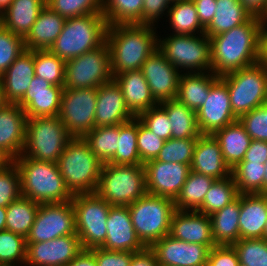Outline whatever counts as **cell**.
<instances>
[{
	"label": "cell",
	"mask_w": 267,
	"mask_h": 266,
	"mask_svg": "<svg viewBox=\"0 0 267 266\" xmlns=\"http://www.w3.org/2000/svg\"><path fill=\"white\" fill-rule=\"evenodd\" d=\"M39 203L21 196L6 207V230L24 236L29 235Z\"/></svg>",
	"instance_id": "37"
},
{
	"label": "cell",
	"mask_w": 267,
	"mask_h": 266,
	"mask_svg": "<svg viewBox=\"0 0 267 266\" xmlns=\"http://www.w3.org/2000/svg\"><path fill=\"white\" fill-rule=\"evenodd\" d=\"M144 24H114L107 27L111 72L120 74L140 70L144 61L158 48L155 28Z\"/></svg>",
	"instance_id": "2"
},
{
	"label": "cell",
	"mask_w": 267,
	"mask_h": 266,
	"mask_svg": "<svg viewBox=\"0 0 267 266\" xmlns=\"http://www.w3.org/2000/svg\"><path fill=\"white\" fill-rule=\"evenodd\" d=\"M201 25L206 28L215 15L216 0H193Z\"/></svg>",
	"instance_id": "58"
},
{
	"label": "cell",
	"mask_w": 267,
	"mask_h": 266,
	"mask_svg": "<svg viewBox=\"0 0 267 266\" xmlns=\"http://www.w3.org/2000/svg\"><path fill=\"white\" fill-rule=\"evenodd\" d=\"M72 138L59 116L27 118L25 145L20 156L57 163Z\"/></svg>",
	"instance_id": "8"
},
{
	"label": "cell",
	"mask_w": 267,
	"mask_h": 266,
	"mask_svg": "<svg viewBox=\"0 0 267 266\" xmlns=\"http://www.w3.org/2000/svg\"><path fill=\"white\" fill-rule=\"evenodd\" d=\"M158 50L177 69H189L188 73L211 72L210 39L204 33L199 37L173 34L158 39Z\"/></svg>",
	"instance_id": "11"
},
{
	"label": "cell",
	"mask_w": 267,
	"mask_h": 266,
	"mask_svg": "<svg viewBox=\"0 0 267 266\" xmlns=\"http://www.w3.org/2000/svg\"><path fill=\"white\" fill-rule=\"evenodd\" d=\"M21 178V194L39 204L72 200L57 163L19 156L13 160Z\"/></svg>",
	"instance_id": "3"
},
{
	"label": "cell",
	"mask_w": 267,
	"mask_h": 266,
	"mask_svg": "<svg viewBox=\"0 0 267 266\" xmlns=\"http://www.w3.org/2000/svg\"><path fill=\"white\" fill-rule=\"evenodd\" d=\"M13 0H0V13H2Z\"/></svg>",
	"instance_id": "66"
},
{
	"label": "cell",
	"mask_w": 267,
	"mask_h": 266,
	"mask_svg": "<svg viewBox=\"0 0 267 266\" xmlns=\"http://www.w3.org/2000/svg\"><path fill=\"white\" fill-rule=\"evenodd\" d=\"M215 180L210 176L190 170L179 195L174 200L175 210H198L203 203L207 191Z\"/></svg>",
	"instance_id": "36"
},
{
	"label": "cell",
	"mask_w": 267,
	"mask_h": 266,
	"mask_svg": "<svg viewBox=\"0 0 267 266\" xmlns=\"http://www.w3.org/2000/svg\"><path fill=\"white\" fill-rule=\"evenodd\" d=\"M64 86H54L34 76L23 98L17 103L27 118L58 116Z\"/></svg>",
	"instance_id": "20"
},
{
	"label": "cell",
	"mask_w": 267,
	"mask_h": 266,
	"mask_svg": "<svg viewBox=\"0 0 267 266\" xmlns=\"http://www.w3.org/2000/svg\"><path fill=\"white\" fill-rule=\"evenodd\" d=\"M265 164L239 162L231 169L239 194L264 193Z\"/></svg>",
	"instance_id": "43"
},
{
	"label": "cell",
	"mask_w": 267,
	"mask_h": 266,
	"mask_svg": "<svg viewBox=\"0 0 267 266\" xmlns=\"http://www.w3.org/2000/svg\"><path fill=\"white\" fill-rule=\"evenodd\" d=\"M162 138L151 132L138 120L137 147L143 164L156 159L164 144Z\"/></svg>",
	"instance_id": "53"
},
{
	"label": "cell",
	"mask_w": 267,
	"mask_h": 266,
	"mask_svg": "<svg viewBox=\"0 0 267 266\" xmlns=\"http://www.w3.org/2000/svg\"><path fill=\"white\" fill-rule=\"evenodd\" d=\"M240 194L230 204L209 215L216 245H232L240 239Z\"/></svg>",
	"instance_id": "33"
},
{
	"label": "cell",
	"mask_w": 267,
	"mask_h": 266,
	"mask_svg": "<svg viewBox=\"0 0 267 266\" xmlns=\"http://www.w3.org/2000/svg\"><path fill=\"white\" fill-rule=\"evenodd\" d=\"M76 234L75 211L71 201L40 204L26 243L50 241Z\"/></svg>",
	"instance_id": "14"
},
{
	"label": "cell",
	"mask_w": 267,
	"mask_h": 266,
	"mask_svg": "<svg viewBox=\"0 0 267 266\" xmlns=\"http://www.w3.org/2000/svg\"><path fill=\"white\" fill-rule=\"evenodd\" d=\"M26 244L25 265L29 266H65L82 250L77 234Z\"/></svg>",
	"instance_id": "16"
},
{
	"label": "cell",
	"mask_w": 267,
	"mask_h": 266,
	"mask_svg": "<svg viewBox=\"0 0 267 266\" xmlns=\"http://www.w3.org/2000/svg\"><path fill=\"white\" fill-rule=\"evenodd\" d=\"M238 196L239 192L232 175L215 180L197 211L209 216L233 202Z\"/></svg>",
	"instance_id": "42"
},
{
	"label": "cell",
	"mask_w": 267,
	"mask_h": 266,
	"mask_svg": "<svg viewBox=\"0 0 267 266\" xmlns=\"http://www.w3.org/2000/svg\"><path fill=\"white\" fill-rule=\"evenodd\" d=\"M217 8L210 24L205 28L209 38L247 22L253 15L239 0H216Z\"/></svg>",
	"instance_id": "34"
},
{
	"label": "cell",
	"mask_w": 267,
	"mask_h": 266,
	"mask_svg": "<svg viewBox=\"0 0 267 266\" xmlns=\"http://www.w3.org/2000/svg\"><path fill=\"white\" fill-rule=\"evenodd\" d=\"M261 62L267 64V24L262 26Z\"/></svg>",
	"instance_id": "62"
},
{
	"label": "cell",
	"mask_w": 267,
	"mask_h": 266,
	"mask_svg": "<svg viewBox=\"0 0 267 266\" xmlns=\"http://www.w3.org/2000/svg\"><path fill=\"white\" fill-rule=\"evenodd\" d=\"M46 4L44 0H13L0 13V24L24 38Z\"/></svg>",
	"instance_id": "30"
},
{
	"label": "cell",
	"mask_w": 267,
	"mask_h": 266,
	"mask_svg": "<svg viewBox=\"0 0 267 266\" xmlns=\"http://www.w3.org/2000/svg\"><path fill=\"white\" fill-rule=\"evenodd\" d=\"M65 266H98L94 249H82L77 256Z\"/></svg>",
	"instance_id": "60"
},
{
	"label": "cell",
	"mask_w": 267,
	"mask_h": 266,
	"mask_svg": "<svg viewBox=\"0 0 267 266\" xmlns=\"http://www.w3.org/2000/svg\"><path fill=\"white\" fill-rule=\"evenodd\" d=\"M238 120L252 140L267 141V103L242 115Z\"/></svg>",
	"instance_id": "52"
},
{
	"label": "cell",
	"mask_w": 267,
	"mask_h": 266,
	"mask_svg": "<svg viewBox=\"0 0 267 266\" xmlns=\"http://www.w3.org/2000/svg\"><path fill=\"white\" fill-rule=\"evenodd\" d=\"M97 88H64L59 118L72 137L82 138L95 128Z\"/></svg>",
	"instance_id": "13"
},
{
	"label": "cell",
	"mask_w": 267,
	"mask_h": 266,
	"mask_svg": "<svg viewBox=\"0 0 267 266\" xmlns=\"http://www.w3.org/2000/svg\"><path fill=\"white\" fill-rule=\"evenodd\" d=\"M169 235L184 242L216 245L212 236L210 217L197 210H175L171 217Z\"/></svg>",
	"instance_id": "23"
},
{
	"label": "cell",
	"mask_w": 267,
	"mask_h": 266,
	"mask_svg": "<svg viewBox=\"0 0 267 266\" xmlns=\"http://www.w3.org/2000/svg\"><path fill=\"white\" fill-rule=\"evenodd\" d=\"M13 162V159L0 148V170L6 168Z\"/></svg>",
	"instance_id": "63"
},
{
	"label": "cell",
	"mask_w": 267,
	"mask_h": 266,
	"mask_svg": "<svg viewBox=\"0 0 267 266\" xmlns=\"http://www.w3.org/2000/svg\"><path fill=\"white\" fill-rule=\"evenodd\" d=\"M65 20L64 17L45 5L31 30L23 38L25 49L49 50L61 33Z\"/></svg>",
	"instance_id": "29"
},
{
	"label": "cell",
	"mask_w": 267,
	"mask_h": 266,
	"mask_svg": "<svg viewBox=\"0 0 267 266\" xmlns=\"http://www.w3.org/2000/svg\"><path fill=\"white\" fill-rule=\"evenodd\" d=\"M240 262L232 245H215L210 249L204 266H239Z\"/></svg>",
	"instance_id": "54"
},
{
	"label": "cell",
	"mask_w": 267,
	"mask_h": 266,
	"mask_svg": "<svg viewBox=\"0 0 267 266\" xmlns=\"http://www.w3.org/2000/svg\"><path fill=\"white\" fill-rule=\"evenodd\" d=\"M26 250L27 244L24 236L9 230L0 231V263L25 264Z\"/></svg>",
	"instance_id": "47"
},
{
	"label": "cell",
	"mask_w": 267,
	"mask_h": 266,
	"mask_svg": "<svg viewBox=\"0 0 267 266\" xmlns=\"http://www.w3.org/2000/svg\"><path fill=\"white\" fill-rule=\"evenodd\" d=\"M214 246L184 242L168 234L150 248L159 266H204Z\"/></svg>",
	"instance_id": "17"
},
{
	"label": "cell",
	"mask_w": 267,
	"mask_h": 266,
	"mask_svg": "<svg viewBox=\"0 0 267 266\" xmlns=\"http://www.w3.org/2000/svg\"><path fill=\"white\" fill-rule=\"evenodd\" d=\"M243 266H267V240L264 238L239 239L232 244Z\"/></svg>",
	"instance_id": "45"
},
{
	"label": "cell",
	"mask_w": 267,
	"mask_h": 266,
	"mask_svg": "<svg viewBox=\"0 0 267 266\" xmlns=\"http://www.w3.org/2000/svg\"><path fill=\"white\" fill-rule=\"evenodd\" d=\"M144 0H103L102 14L108 26L114 24H142Z\"/></svg>",
	"instance_id": "40"
},
{
	"label": "cell",
	"mask_w": 267,
	"mask_h": 266,
	"mask_svg": "<svg viewBox=\"0 0 267 266\" xmlns=\"http://www.w3.org/2000/svg\"><path fill=\"white\" fill-rule=\"evenodd\" d=\"M35 76L54 86H64L65 61L49 50H34Z\"/></svg>",
	"instance_id": "44"
},
{
	"label": "cell",
	"mask_w": 267,
	"mask_h": 266,
	"mask_svg": "<svg viewBox=\"0 0 267 266\" xmlns=\"http://www.w3.org/2000/svg\"><path fill=\"white\" fill-rule=\"evenodd\" d=\"M24 50L23 37L0 24V76Z\"/></svg>",
	"instance_id": "49"
},
{
	"label": "cell",
	"mask_w": 267,
	"mask_h": 266,
	"mask_svg": "<svg viewBox=\"0 0 267 266\" xmlns=\"http://www.w3.org/2000/svg\"><path fill=\"white\" fill-rule=\"evenodd\" d=\"M112 80L110 51L106 41L65 62L64 88H98Z\"/></svg>",
	"instance_id": "12"
},
{
	"label": "cell",
	"mask_w": 267,
	"mask_h": 266,
	"mask_svg": "<svg viewBox=\"0 0 267 266\" xmlns=\"http://www.w3.org/2000/svg\"><path fill=\"white\" fill-rule=\"evenodd\" d=\"M213 136L219 142L224 161L231 169L244 159L252 141L239 120L217 130Z\"/></svg>",
	"instance_id": "32"
},
{
	"label": "cell",
	"mask_w": 267,
	"mask_h": 266,
	"mask_svg": "<svg viewBox=\"0 0 267 266\" xmlns=\"http://www.w3.org/2000/svg\"><path fill=\"white\" fill-rule=\"evenodd\" d=\"M138 119L119 125L118 148L109 164L144 165L140 160L137 147Z\"/></svg>",
	"instance_id": "39"
},
{
	"label": "cell",
	"mask_w": 267,
	"mask_h": 266,
	"mask_svg": "<svg viewBox=\"0 0 267 266\" xmlns=\"http://www.w3.org/2000/svg\"><path fill=\"white\" fill-rule=\"evenodd\" d=\"M263 23H267V5H266V11L260 16Z\"/></svg>",
	"instance_id": "68"
},
{
	"label": "cell",
	"mask_w": 267,
	"mask_h": 266,
	"mask_svg": "<svg viewBox=\"0 0 267 266\" xmlns=\"http://www.w3.org/2000/svg\"><path fill=\"white\" fill-rule=\"evenodd\" d=\"M26 120V113L16 103H8L0 110V148L13 160L24 149Z\"/></svg>",
	"instance_id": "24"
},
{
	"label": "cell",
	"mask_w": 267,
	"mask_h": 266,
	"mask_svg": "<svg viewBox=\"0 0 267 266\" xmlns=\"http://www.w3.org/2000/svg\"><path fill=\"white\" fill-rule=\"evenodd\" d=\"M190 170L216 180L231 176V168L224 161L219 142L213 135L197 138Z\"/></svg>",
	"instance_id": "25"
},
{
	"label": "cell",
	"mask_w": 267,
	"mask_h": 266,
	"mask_svg": "<svg viewBox=\"0 0 267 266\" xmlns=\"http://www.w3.org/2000/svg\"><path fill=\"white\" fill-rule=\"evenodd\" d=\"M147 193L175 200L179 195L190 166L183 163H166L156 159L144 164Z\"/></svg>",
	"instance_id": "18"
},
{
	"label": "cell",
	"mask_w": 267,
	"mask_h": 266,
	"mask_svg": "<svg viewBox=\"0 0 267 266\" xmlns=\"http://www.w3.org/2000/svg\"><path fill=\"white\" fill-rule=\"evenodd\" d=\"M264 193L267 194V161L265 162Z\"/></svg>",
	"instance_id": "67"
},
{
	"label": "cell",
	"mask_w": 267,
	"mask_h": 266,
	"mask_svg": "<svg viewBox=\"0 0 267 266\" xmlns=\"http://www.w3.org/2000/svg\"><path fill=\"white\" fill-rule=\"evenodd\" d=\"M196 117L201 135H213L238 120L231 108L228 87L220 77L211 85L208 98L196 112Z\"/></svg>",
	"instance_id": "15"
},
{
	"label": "cell",
	"mask_w": 267,
	"mask_h": 266,
	"mask_svg": "<svg viewBox=\"0 0 267 266\" xmlns=\"http://www.w3.org/2000/svg\"><path fill=\"white\" fill-rule=\"evenodd\" d=\"M159 105L166 111L170 120L173 139H197L201 135L194 110L176 98L162 101Z\"/></svg>",
	"instance_id": "35"
},
{
	"label": "cell",
	"mask_w": 267,
	"mask_h": 266,
	"mask_svg": "<svg viewBox=\"0 0 267 266\" xmlns=\"http://www.w3.org/2000/svg\"><path fill=\"white\" fill-rule=\"evenodd\" d=\"M95 156L107 163L118 148L119 125L95 127L83 137Z\"/></svg>",
	"instance_id": "41"
},
{
	"label": "cell",
	"mask_w": 267,
	"mask_h": 266,
	"mask_svg": "<svg viewBox=\"0 0 267 266\" xmlns=\"http://www.w3.org/2000/svg\"><path fill=\"white\" fill-rule=\"evenodd\" d=\"M218 78L212 71L181 73L176 99L197 112L206 102L210 87Z\"/></svg>",
	"instance_id": "31"
},
{
	"label": "cell",
	"mask_w": 267,
	"mask_h": 266,
	"mask_svg": "<svg viewBox=\"0 0 267 266\" xmlns=\"http://www.w3.org/2000/svg\"><path fill=\"white\" fill-rule=\"evenodd\" d=\"M71 203L82 249L100 248L106 240V221L111 205L96 193L75 194Z\"/></svg>",
	"instance_id": "10"
},
{
	"label": "cell",
	"mask_w": 267,
	"mask_h": 266,
	"mask_svg": "<svg viewBox=\"0 0 267 266\" xmlns=\"http://www.w3.org/2000/svg\"><path fill=\"white\" fill-rule=\"evenodd\" d=\"M0 266H15V265H12V264H3V263H0ZM17 266V265H16Z\"/></svg>",
	"instance_id": "70"
},
{
	"label": "cell",
	"mask_w": 267,
	"mask_h": 266,
	"mask_svg": "<svg viewBox=\"0 0 267 266\" xmlns=\"http://www.w3.org/2000/svg\"><path fill=\"white\" fill-rule=\"evenodd\" d=\"M107 27L102 13L68 18L49 51L66 62L102 45Z\"/></svg>",
	"instance_id": "5"
},
{
	"label": "cell",
	"mask_w": 267,
	"mask_h": 266,
	"mask_svg": "<svg viewBox=\"0 0 267 266\" xmlns=\"http://www.w3.org/2000/svg\"><path fill=\"white\" fill-rule=\"evenodd\" d=\"M137 119L159 138L165 141L172 138L170 120L159 104L139 114Z\"/></svg>",
	"instance_id": "51"
},
{
	"label": "cell",
	"mask_w": 267,
	"mask_h": 266,
	"mask_svg": "<svg viewBox=\"0 0 267 266\" xmlns=\"http://www.w3.org/2000/svg\"><path fill=\"white\" fill-rule=\"evenodd\" d=\"M103 0H48V5L65 19L102 13Z\"/></svg>",
	"instance_id": "48"
},
{
	"label": "cell",
	"mask_w": 267,
	"mask_h": 266,
	"mask_svg": "<svg viewBox=\"0 0 267 266\" xmlns=\"http://www.w3.org/2000/svg\"><path fill=\"white\" fill-rule=\"evenodd\" d=\"M95 193L111 206H129L147 193L144 165L103 163Z\"/></svg>",
	"instance_id": "6"
},
{
	"label": "cell",
	"mask_w": 267,
	"mask_h": 266,
	"mask_svg": "<svg viewBox=\"0 0 267 266\" xmlns=\"http://www.w3.org/2000/svg\"><path fill=\"white\" fill-rule=\"evenodd\" d=\"M106 226V240L100 248L132 252L145 248L136 235L128 206H110Z\"/></svg>",
	"instance_id": "21"
},
{
	"label": "cell",
	"mask_w": 267,
	"mask_h": 266,
	"mask_svg": "<svg viewBox=\"0 0 267 266\" xmlns=\"http://www.w3.org/2000/svg\"><path fill=\"white\" fill-rule=\"evenodd\" d=\"M267 221V194H240V239L263 238Z\"/></svg>",
	"instance_id": "28"
},
{
	"label": "cell",
	"mask_w": 267,
	"mask_h": 266,
	"mask_svg": "<svg viewBox=\"0 0 267 266\" xmlns=\"http://www.w3.org/2000/svg\"><path fill=\"white\" fill-rule=\"evenodd\" d=\"M113 79L121 87L125 104L135 117L159 104L152 96L141 70L115 74Z\"/></svg>",
	"instance_id": "27"
},
{
	"label": "cell",
	"mask_w": 267,
	"mask_h": 266,
	"mask_svg": "<svg viewBox=\"0 0 267 266\" xmlns=\"http://www.w3.org/2000/svg\"><path fill=\"white\" fill-rule=\"evenodd\" d=\"M197 139H173L164 141L157 161L191 165Z\"/></svg>",
	"instance_id": "46"
},
{
	"label": "cell",
	"mask_w": 267,
	"mask_h": 266,
	"mask_svg": "<svg viewBox=\"0 0 267 266\" xmlns=\"http://www.w3.org/2000/svg\"><path fill=\"white\" fill-rule=\"evenodd\" d=\"M253 16L260 17L266 11L267 0H239Z\"/></svg>",
	"instance_id": "61"
},
{
	"label": "cell",
	"mask_w": 267,
	"mask_h": 266,
	"mask_svg": "<svg viewBox=\"0 0 267 266\" xmlns=\"http://www.w3.org/2000/svg\"><path fill=\"white\" fill-rule=\"evenodd\" d=\"M130 266H159L156 255L150 247L133 252Z\"/></svg>",
	"instance_id": "59"
},
{
	"label": "cell",
	"mask_w": 267,
	"mask_h": 266,
	"mask_svg": "<svg viewBox=\"0 0 267 266\" xmlns=\"http://www.w3.org/2000/svg\"><path fill=\"white\" fill-rule=\"evenodd\" d=\"M8 104V102L5 99L4 93H3V89L0 83V110L6 106Z\"/></svg>",
	"instance_id": "65"
},
{
	"label": "cell",
	"mask_w": 267,
	"mask_h": 266,
	"mask_svg": "<svg viewBox=\"0 0 267 266\" xmlns=\"http://www.w3.org/2000/svg\"><path fill=\"white\" fill-rule=\"evenodd\" d=\"M263 21L252 16L244 24L210 37L211 71L221 77L261 61Z\"/></svg>",
	"instance_id": "1"
},
{
	"label": "cell",
	"mask_w": 267,
	"mask_h": 266,
	"mask_svg": "<svg viewBox=\"0 0 267 266\" xmlns=\"http://www.w3.org/2000/svg\"><path fill=\"white\" fill-rule=\"evenodd\" d=\"M267 161V141L252 140L241 162L265 164Z\"/></svg>",
	"instance_id": "57"
},
{
	"label": "cell",
	"mask_w": 267,
	"mask_h": 266,
	"mask_svg": "<svg viewBox=\"0 0 267 266\" xmlns=\"http://www.w3.org/2000/svg\"><path fill=\"white\" fill-rule=\"evenodd\" d=\"M6 230V207H0V231Z\"/></svg>",
	"instance_id": "64"
},
{
	"label": "cell",
	"mask_w": 267,
	"mask_h": 266,
	"mask_svg": "<svg viewBox=\"0 0 267 266\" xmlns=\"http://www.w3.org/2000/svg\"><path fill=\"white\" fill-rule=\"evenodd\" d=\"M94 255L98 266H130L133 252L94 248Z\"/></svg>",
	"instance_id": "55"
},
{
	"label": "cell",
	"mask_w": 267,
	"mask_h": 266,
	"mask_svg": "<svg viewBox=\"0 0 267 266\" xmlns=\"http://www.w3.org/2000/svg\"><path fill=\"white\" fill-rule=\"evenodd\" d=\"M95 127L114 126L135 118L125 104L121 87L113 79L97 88Z\"/></svg>",
	"instance_id": "22"
},
{
	"label": "cell",
	"mask_w": 267,
	"mask_h": 266,
	"mask_svg": "<svg viewBox=\"0 0 267 266\" xmlns=\"http://www.w3.org/2000/svg\"><path fill=\"white\" fill-rule=\"evenodd\" d=\"M170 0H144L142 8V24L153 25L158 20L164 11L169 9Z\"/></svg>",
	"instance_id": "56"
},
{
	"label": "cell",
	"mask_w": 267,
	"mask_h": 266,
	"mask_svg": "<svg viewBox=\"0 0 267 266\" xmlns=\"http://www.w3.org/2000/svg\"><path fill=\"white\" fill-rule=\"evenodd\" d=\"M57 165L72 195L95 193L103 163L83 138L73 137L66 144Z\"/></svg>",
	"instance_id": "4"
},
{
	"label": "cell",
	"mask_w": 267,
	"mask_h": 266,
	"mask_svg": "<svg viewBox=\"0 0 267 266\" xmlns=\"http://www.w3.org/2000/svg\"><path fill=\"white\" fill-rule=\"evenodd\" d=\"M35 76L34 50L25 49L0 76V83L8 103H18Z\"/></svg>",
	"instance_id": "26"
},
{
	"label": "cell",
	"mask_w": 267,
	"mask_h": 266,
	"mask_svg": "<svg viewBox=\"0 0 267 266\" xmlns=\"http://www.w3.org/2000/svg\"><path fill=\"white\" fill-rule=\"evenodd\" d=\"M263 238L267 240V221H266L265 227H264Z\"/></svg>",
	"instance_id": "69"
},
{
	"label": "cell",
	"mask_w": 267,
	"mask_h": 266,
	"mask_svg": "<svg viewBox=\"0 0 267 266\" xmlns=\"http://www.w3.org/2000/svg\"><path fill=\"white\" fill-rule=\"evenodd\" d=\"M227 85L232 111L237 119L267 103V64L252 66L220 77Z\"/></svg>",
	"instance_id": "9"
},
{
	"label": "cell",
	"mask_w": 267,
	"mask_h": 266,
	"mask_svg": "<svg viewBox=\"0 0 267 266\" xmlns=\"http://www.w3.org/2000/svg\"><path fill=\"white\" fill-rule=\"evenodd\" d=\"M140 70L158 103L176 98L181 72L158 48L144 61Z\"/></svg>",
	"instance_id": "19"
},
{
	"label": "cell",
	"mask_w": 267,
	"mask_h": 266,
	"mask_svg": "<svg viewBox=\"0 0 267 266\" xmlns=\"http://www.w3.org/2000/svg\"><path fill=\"white\" fill-rule=\"evenodd\" d=\"M171 28L179 35H195L205 33L201 25L193 0L173 1L168 9Z\"/></svg>",
	"instance_id": "38"
},
{
	"label": "cell",
	"mask_w": 267,
	"mask_h": 266,
	"mask_svg": "<svg viewBox=\"0 0 267 266\" xmlns=\"http://www.w3.org/2000/svg\"><path fill=\"white\" fill-rule=\"evenodd\" d=\"M21 196L20 173L13 161L6 168L0 170V207H7Z\"/></svg>",
	"instance_id": "50"
},
{
	"label": "cell",
	"mask_w": 267,
	"mask_h": 266,
	"mask_svg": "<svg viewBox=\"0 0 267 266\" xmlns=\"http://www.w3.org/2000/svg\"><path fill=\"white\" fill-rule=\"evenodd\" d=\"M137 237L145 247L170 233L174 200L146 193L128 206Z\"/></svg>",
	"instance_id": "7"
}]
</instances>
